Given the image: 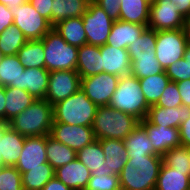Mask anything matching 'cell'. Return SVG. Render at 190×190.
Listing matches in <instances>:
<instances>
[{"label":"cell","instance_id":"29","mask_svg":"<svg viewBox=\"0 0 190 190\" xmlns=\"http://www.w3.org/2000/svg\"><path fill=\"white\" fill-rule=\"evenodd\" d=\"M150 4L151 3L147 0H122L120 20L147 25L149 21Z\"/></svg>","mask_w":190,"mask_h":190},{"label":"cell","instance_id":"54","mask_svg":"<svg viewBox=\"0 0 190 190\" xmlns=\"http://www.w3.org/2000/svg\"><path fill=\"white\" fill-rule=\"evenodd\" d=\"M183 30L185 33L186 40L188 44L190 45V16L185 18Z\"/></svg>","mask_w":190,"mask_h":190},{"label":"cell","instance_id":"34","mask_svg":"<svg viewBox=\"0 0 190 190\" xmlns=\"http://www.w3.org/2000/svg\"><path fill=\"white\" fill-rule=\"evenodd\" d=\"M24 70L17 55L4 56L0 62V85L19 88V78Z\"/></svg>","mask_w":190,"mask_h":190},{"label":"cell","instance_id":"2","mask_svg":"<svg viewBox=\"0 0 190 190\" xmlns=\"http://www.w3.org/2000/svg\"><path fill=\"white\" fill-rule=\"evenodd\" d=\"M139 124L133 115L121 112L111 106L97 107L92 124L94 137L97 140H124Z\"/></svg>","mask_w":190,"mask_h":190},{"label":"cell","instance_id":"35","mask_svg":"<svg viewBox=\"0 0 190 190\" xmlns=\"http://www.w3.org/2000/svg\"><path fill=\"white\" fill-rule=\"evenodd\" d=\"M21 176L23 190H42L55 177V169L49 163H45L43 167L31 168Z\"/></svg>","mask_w":190,"mask_h":190},{"label":"cell","instance_id":"52","mask_svg":"<svg viewBox=\"0 0 190 190\" xmlns=\"http://www.w3.org/2000/svg\"><path fill=\"white\" fill-rule=\"evenodd\" d=\"M6 95L5 87L0 85V121L5 122Z\"/></svg>","mask_w":190,"mask_h":190},{"label":"cell","instance_id":"24","mask_svg":"<svg viewBox=\"0 0 190 190\" xmlns=\"http://www.w3.org/2000/svg\"><path fill=\"white\" fill-rule=\"evenodd\" d=\"M103 153L105 154V164L115 174H120L126 165L128 156L123 140L102 139L100 140Z\"/></svg>","mask_w":190,"mask_h":190},{"label":"cell","instance_id":"55","mask_svg":"<svg viewBox=\"0 0 190 190\" xmlns=\"http://www.w3.org/2000/svg\"><path fill=\"white\" fill-rule=\"evenodd\" d=\"M183 58H184V59L188 62V64L190 65V45H189V44L186 46V49H185Z\"/></svg>","mask_w":190,"mask_h":190},{"label":"cell","instance_id":"31","mask_svg":"<svg viewBox=\"0 0 190 190\" xmlns=\"http://www.w3.org/2000/svg\"><path fill=\"white\" fill-rule=\"evenodd\" d=\"M46 156L48 163L57 169L76 159L77 152L50 135H46Z\"/></svg>","mask_w":190,"mask_h":190},{"label":"cell","instance_id":"9","mask_svg":"<svg viewBox=\"0 0 190 190\" xmlns=\"http://www.w3.org/2000/svg\"><path fill=\"white\" fill-rule=\"evenodd\" d=\"M120 76L101 72L81 78V89L97 107L108 106L114 94Z\"/></svg>","mask_w":190,"mask_h":190},{"label":"cell","instance_id":"53","mask_svg":"<svg viewBox=\"0 0 190 190\" xmlns=\"http://www.w3.org/2000/svg\"><path fill=\"white\" fill-rule=\"evenodd\" d=\"M26 2H29V0H0V3L6 5L8 8H13Z\"/></svg>","mask_w":190,"mask_h":190},{"label":"cell","instance_id":"17","mask_svg":"<svg viewBox=\"0 0 190 190\" xmlns=\"http://www.w3.org/2000/svg\"><path fill=\"white\" fill-rule=\"evenodd\" d=\"M92 173L77 158L55 169V177L72 190L87 188Z\"/></svg>","mask_w":190,"mask_h":190},{"label":"cell","instance_id":"36","mask_svg":"<svg viewBox=\"0 0 190 190\" xmlns=\"http://www.w3.org/2000/svg\"><path fill=\"white\" fill-rule=\"evenodd\" d=\"M156 31L146 28L141 36L135 40L129 47L130 57L156 56Z\"/></svg>","mask_w":190,"mask_h":190},{"label":"cell","instance_id":"43","mask_svg":"<svg viewBox=\"0 0 190 190\" xmlns=\"http://www.w3.org/2000/svg\"><path fill=\"white\" fill-rule=\"evenodd\" d=\"M181 105L182 98L180 96L176 82L170 81L155 106L175 108Z\"/></svg>","mask_w":190,"mask_h":190},{"label":"cell","instance_id":"27","mask_svg":"<svg viewBox=\"0 0 190 190\" xmlns=\"http://www.w3.org/2000/svg\"><path fill=\"white\" fill-rule=\"evenodd\" d=\"M53 28L70 45L80 47L87 44L82 17L66 18L55 24Z\"/></svg>","mask_w":190,"mask_h":190},{"label":"cell","instance_id":"25","mask_svg":"<svg viewBox=\"0 0 190 190\" xmlns=\"http://www.w3.org/2000/svg\"><path fill=\"white\" fill-rule=\"evenodd\" d=\"M91 0H53L51 9V25L66 18L81 17L87 11Z\"/></svg>","mask_w":190,"mask_h":190},{"label":"cell","instance_id":"13","mask_svg":"<svg viewBox=\"0 0 190 190\" xmlns=\"http://www.w3.org/2000/svg\"><path fill=\"white\" fill-rule=\"evenodd\" d=\"M48 163L46 156V136L26 137L24 146L15 167L22 174L31 168L43 167Z\"/></svg>","mask_w":190,"mask_h":190},{"label":"cell","instance_id":"15","mask_svg":"<svg viewBox=\"0 0 190 190\" xmlns=\"http://www.w3.org/2000/svg\"><path fill=\"white\" fill-rule=\"evenodd\" d=\"M103 72L117 76L130 74L131 60L127 49L108 44L100 46Z\"/></svg>","mask_w":190,"mask_h":190},{"label":"cell","instance_id":"19","mask_svg":"<svg viewBox=\"0 0 190 190\" xmlns=\"http://www.w3.org/2000/svg\"><path fill=\"white\" fill-rule=\"evenodd\" d=\"M128 160L145 159L148 155H159L147 136V131L139 123L123 140Z\"/></svg>","mask_w":190,"mask_h":190},{"label":"cell","instance_id":"23","mask_svg":"<svg viewBox=\"0 0 190 190\" xmlns=\"http://www.w3.org/2000/svg\"><path fill=\"white\" fill-rule=\"evenodd\" d=\"M77 159L84 164L91 173L98 171L106 175L115 174L105 164V154L100 144V140H94L91 144L86 145L83 149L77 151Z\"/></svg>","mask_w":190,"mask_h":190},{"label":"cell","instance_id":"44","mask_svg":"<svg viewBox=\"0 0 190 190\" xmlns=\"http://www.w3.org/2000/svg\"><path fill=\"white\" fill-rule=\"evenodd\" d=\"M165 73L172 82L184 81L190 79V65L184 58H181L171 64Z\"/></svg>","mask_w":190,"mask_h":190},{"label":"cell","instance_id":"32","mask_svg":"<svg viewBox=\"0 0 190 190\" xmlns=\"http://www.w3.org/2000/svg\"><path fill=\"white\" fill-rule=\"evenodd\" d=\"M17 56L24 68H45L43 40H28L19 49Z\"/></svg>","mask_w":190,"mask_h":190},{"label":"cell","instance_id":"30","mask_svg":"<svg viewBox=\"0 0 190 190\" xmlns=\"http://www.w3.org/2000/svg\"><path fill=\"white\" fill-rule=\"evenodd\" d=\"M121 190H155L157 179L144 177L132 165L127 164L119 174Z\"/></svg>","mask_w":190,"mask_h":190},{"label":"cell","instance_id":"20","mask_svg":"<svg viewBox=\"0 0 190 190\" xmlns=\"http://www.w3.org/2000/svg\"><path fill=\"white\" fill-rule=\"evenodd\" d=\"M25 136L13 130L8 123L3 124L1 136V158L3 166H15L21 155Z\"/></svg>","mask_w":190,"mask_h":190},{"label":"cell","instance_id":"5","mask_svg":"<svg viewBox=\"0 0 190 190\" xmlns=\"http://www.w3.org/2000/svg\"><path fill=\"white\" fill-rule=\"evenodd\" d=\"M45 69L52 71H76L78 47L68 44L52 28L43 38Z\"/></svg>","mask_w":190,"mask_h":190},{"label":"cell","instance_id":"39","mask_svg":"<svg viewBox=\"0 0 190 190\" xmlns=\"http://www.w3.org/2000/svg\"><path fill=\"white\" fill-rule=\"evenodd\" d=\"M163 163L174 170L185 171L190 174V163L187 154V147L183 145L176 146L166 151L163 155Z\"/></svg>","mask_w":190,"mask_h":190},{"label":"cell","instance_id":"14","mask_svg":"<svg viewBox=\"0 0 190 190\" xmlns=\"http://www.w3.org/2000/svg\"><path fill=\"white\" fill-rule=\"evenodd\" d=\"M139 123L147 131V136L159 155L162 156L166 151L181 145L179 128L155 126L146 118L139 121Z\"/></svg>","mask_w":190,"mask_h":190},{"label":"cell","instance_id":"1","mask_svg":"<svg viewBox=\"0 0 190 190\" xmlns=\"http://www.w3.org/2000/svg\"><path fill=\"white\" fill-rule=\"evenodd\" d=\"M53 123V106L45 99H37L8 125L25 137L50 135Z\"/></svg>","mask_w":190,"mask_h":190},{"label":"cell","instance_id":"45","mask_svg":"<svg viewBox=\"0 0 190 190\" xmlns=\"http://www.w3.org/2000/svg\"><path fill=\"white\" fill-rule=\"evenodd\" d=\"M114 21L120 20V8L122 0H93Z\"/></svg>","mask_w":190,"mask_h":190},{"label":"cell","instance_id":"3","mask_svg":"<svg viewBox=\"0 0 190 190\" xmlns=\"http://www.w3.org/2000/svg\"><path fill=\"white\" fill-rule=\"evenodd\" d=\"M97 106L80 88L73 95L53 105V123L92 127Z\"/></svg>","mask_w":190,"mask_h":190},{"label":"cell","instance_id":"10","mask_svg":"<svg viewBox=\"0 0 190 190\" xmlns=\"http://www.w3.org/2000/svg\"><path fill=\"white\" fill-rule=\"evenodd\" d=\"M185 17L172 0H155L150 4L148 28L155 31L183 29Z\"/></svg>","mask_w":190,"mask_h":190},{"label":"cell","instance_id":"7","mask_svg":"<svg viewBox=\"0 0 190 190\" xmlns=\"http://www.w3.org/2000/svg\"><path fill=\"white\" fill-rule=\"evenodd\" d=\"M9 9L14 17L13 24L27 40L42 39L53 28L51 23L41 16L29 2Z\"/></svg>","mask_w":190,"mask_h":190},{"label":"cell","instance_id":"42","mask_svg":"<svg viewBox=\"0 0 190 190\" xmlns=\"http://www.w3.org/2000/svg\"><path fill=\"white\" fill-rule=\"evenodd\" d=\"M0 190H23L22 176L15 166L0 167Z\"/></svg>","mask_w":190,"mask_h":190},{"label":"cell","instance_id":"56","mask_svg":"<svg viewBox=\"0 0 190 190\" xmlns=\"http://www.w3.org/2000/svg\"><path fill=\"white\" fill-rule=\"evenodd\" d=\"M5 122H1L0 121V153H1V136H2V133H3V124ZM3 164H2V158H1V154H0V167H2Z\"/></svg>","mask_w":190,"mask_h":190},{"label":"cell","instance_id":"38","mask_svg":"<svg viewBox=\"0 0 190 190\" xmlns=\"http://www.w3.org/2000/svg\"><path fill=\"white\" fill-rule=\"evenodd\" d=\"M27 41L24 34L12 24L0 34V49L5 56L17 55Z\"/></svg>","mask_w":190,"mask_h":190},{"label":"cell","instance_id":"12","mask_svg":"<svg viewBox=\"0 0 190 190\" xmlns=\"http://www.w3.org/2000/svg\"><path fill=\"white\" fill-rule=\"evenodd\" d=\"M50 136L76 152L96 140L92 127L69 125L66 123H52Z\"/></svg>","mask_w":190,"mask_h":190},{"label":"cell","instance_id":"48","mask_svg":"<svg viewBox=\"0 0 190 190\" xmlns=\"http://www.w3.org/2000/svg\"><path fill=\"white\" fill-rule=\"evenodd\" d=\"M176 85L182 98V105L190 107V79L176 82Z\"/></svg>","mask_w":190,"mask_h":190},{"label":"cell","instance_id":"26","mask_svg":"<svg viewBox=\"0 0 190 190\" xmlns=\"http://www.w3.org/2000/svg\"><path fill=\"white\" fill-rule=\"evenodd\" d=\"M5 95V123H8L37 100L26 90L11 86L5 87Z\"/></svg>","mask_w":190,"mask_h":190},{"label":"cell","instance_id":"49","mask_svg":"<svg viewBox=\"0 0 190 190\" xmlns=\"http://www.w3.org/2000/svg\"><path fill=\"white\" fill-rule=\"evenodd\" d=\"M181 145L190 146V117L181 123L180 128Z\"/></svg>","mask_w":190,"mask_h":190},{"label":"cell","instance_id":"11","mask_svg":"<svg viewBox=\"0 0 190 190\" xmlns=\"http://www.w3.org/2000/svg\"><path fill=\"white\" fill-rule=\"evenodd\" d=\"M81 88V78L77 71H52L49 74L45 100L52 106L65 100Z\"/></svg>","mask_w":190,"mask_h":190},{"label":"cell","instance_id":"33","mask_svg":"<svg viewBox=\"0 0 190 190\" xmlns=\"http://www.w3.org/2000/svg\"><path fill=\"white\" fill-rule=\"evenodd\" d=\"M141 91L149 106L155 105L162 93L171 81L166 75L165 70L162 73L150 77L138 79Z\"/></svg>","mask_w":190,"mask_h":190},{"label":"cell","instance_id":"47","mask_svg":"<svg viewBox=\"0 0 190 190\" xmlns=\"http://www.w3.org/2000/svg\"><path fill=\"white\" fill-rule=\"evenodd\" d=\"M14 17L10 12V9L0 3V34L13 24Z\"/></svg>","mask_w":190,"mask_h":190},{"label":"cell","instance_id":"37","mask_svg":"<svg viewBox=\"0 0 190 190\" xmlns=\"http://www.w3.org/2000/svg\"><path fill=\"white\" fill-rule=\"evenodd\" d=\"M130 60V74L138 79L154 76L164 71L156 56L130 57Z\"/></svg>","mask_w":190,"mask_h":190},{"label":"cell","instance_id":"41","mask_svg":"<svg viewBox=\"0 0 190 190\" xmlns=\"http://www.w3.org/2000/svg\"><path fill=\"white\" fill-rule=\"evenodd\" d=\"M86 189L121 190L119 175H106L104 172L95 171L92 173Z\"/></svg>","mask_w":190,"mask_h":190},{"label":"cell","instance_id":"40","mask_svg":"<svg viewBox=\"0 0 190 190\" xmlns=\"http://www.w3.org/2000/svg\"><path fill=\"white\" fill-rule=\"evenodd\" d=\"M162 163L161 155H148L145 159L127 160V164L136 168L144 177H151V179H158Z\"/></svg>","mask_w":190,"mask_h":190},{"label":"cell","instance_id":"22","mask_svg":"<svg viewBox=\"0 0 190 190\" xmlns=\"http://www.w3.org/2000/svg\"><path fill=\"white\" fill-rule=\"evenodd\" d=\"M76 71L80 78L90 77L103 72L100 46L84 44L78 47Z\"/></svg>","mask_w":190,"mask_h":190},{"label":"cell","instance_id":"57","mask_svg":"<svg viewBox=\"0 0 190 190\" xmlns=\"http://www.w3.org/2000/svg\"><path fill=\"white\" fill-rule=\"evenodd\" d=\"M187 154H188V157H189V163H190V146H187Z\"/></svg>","mask_w":190,"mask_h":190},{"label":"cell","instance_id":"46","mask_svg":"<svg viewBox=\"0 0 190 190\" xmlns=\"http://www.w3.org/2000/svg\"><path fill=\"white\" fill-rule=\"evenodd\" d=\"M53 0H29L33 8L51 23V9Z\"/></svg>","mask_w":190,"mask_h":190},{"label":"cell","instance_id":"8","mask_svg":"<svg viewBox=\"0 0 190 190\" xmlns=\"http://www.w3.org/2000/svg\"><path fill=\"white\" fill-rule=\"evenodd\" d=\"M81 17L86 32L87 44L105 45L114 20L93 0L89 2L86 13Z\"/></svg>","mask_w":190,"mask_h":190},{"label":"cell","instance_id":"16","mask_svg":"<svg viewBox=\"0 0 190 190\" xmlns=\"http://www.w3.org/2000/svg\"><path fill=\"white\" fill-rule=\"evenodd\" d=\"M190 117V107L178 106L175 108H164L152 105L149 108L146 119L155 126L180 128L182 122Z\"/></svg>","mask_w":190,"mask_h":190},{"label":"cell","instance_id":"18","mask_svg":"<svg viewBox=\"0 0 190 190\" xmlns=\"http://www.w3.org/2000/svg\"><path fill=\"white\" fill-rule=\"evenodd\" d=\"M147 27V25L116 20L112 25L106 44L115 48L128 49Z\"/></svg>","mask_w":190,"mask_h":190},{"label":"cell","instance_id":"4","mask_svg":"<svg viewBox=\"0 0 190 190\" xmlns=\"http://www.w3.org/2000/svg\"><path fill=\"white\" fill-rule=\"evenodd\" d=\"M109 106L131 114L139 121L147 117L150 108L141 91L138 78L131 74L120 76Z\"/></svg>","mask_w":190,"mask_h":190},{"label":"cell","instance_id":"50","mask_svg":"<svg viewBox=\"0 0 190 190\" xmlns=\"http://www.w3.org/2000/svg\"><path fill=\"white\" fill-rule=\"evenodd\" d=\"M42 190H72V189L67 187L59 179L54 177L42 188Z\"/></svg>","mask_w":190,"mask_h":190},{"label":"cell","instance_id":"51","mask_svg":"<svg viewBox=\"0 0 190 190\" xmlns=\"http://www.w3.org/2000/svg\"><path fill=\"white\" fill-rule=\"evenodd\" d=\"M172 2L178 7V11L183 17L190 16V0H172Z\"/></svg>","mask_w":190,"mask_h":190},{"label":"cell","instance_id":"28","mask_svg":"<svg viewBox=\"0 0 190 190\" xmlns=\"http://www.w3.org/2000/svg\"><path fill=\"white\" fill-rule=\"evenodd\" d=\"M155 190H190V174L162 163Z\"/></svg>","mask_w":190,"mask_h":190},{"label":"cell","instance_id":"21","mask_svg":"<svg viewBox=\"0 0 190 190\" xmlns=\"http://www.w3.org/2000/svg\"><path fill=\"white\" fill-rule=\"evenodd\" d=\"M50 72L45 68H25L19 78V88L35 99H45Z\"/></svg>","mask_w":190,"mask_h":190},{"label":"cell","instance_id":"58","mask_svg":"<svg viewBox=\"0 0 190 190\" xmlns=\"http://www.w3.org/2000/svg\"><path fill=\"white\" fill-rule=\"evenodd\" d=\"M5 55L3 54V52L1 51V49H0V62H1V60H2V58L4 57Z\"/></svg>","mask_w":190,"mask_h":190},{"label":"cell","instance_id":"6","mask_svg":"<svg viewBox=\"0 0 190 190\" xmlns=\"http://www.w3.org/2000/svg\"><path fill=\"white\" fill-rule=\"evenodd\" d=\"M188 42L183 29L156 31V59L166 70L184 56Z\"/></svg>","mask_w":190,"mask_h":190}]
</instances>
